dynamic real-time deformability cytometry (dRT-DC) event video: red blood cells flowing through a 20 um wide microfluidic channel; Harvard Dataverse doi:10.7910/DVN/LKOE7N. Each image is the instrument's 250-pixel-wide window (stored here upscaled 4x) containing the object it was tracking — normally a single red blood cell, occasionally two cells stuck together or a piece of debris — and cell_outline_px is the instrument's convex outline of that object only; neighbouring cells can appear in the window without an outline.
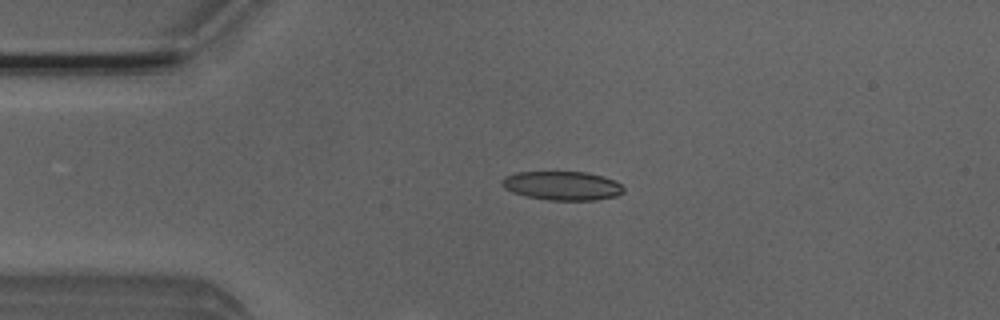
{"species": "Egyptian fruit bat (a non-hibernating species)", "species_latin": "Rousettus aegyptiacus", "temperature_condition": "room temperature", "stored_images_in_passage": 37, "camera_frame_rate_fps": 3000, "um_per_image_px": 0.085, "animal": {"sex": "male"}, "frame": {"image": 1, "passage_image": 4, "time_ms": 1.0, "image_size_px": [1000, 320], "cell_outline_px": [[624, 192], [616, 196], [596, 200], [548, 200], [524, 196], [512, 192], [504, 188], [500, 184], [500, 180], [504, 176], [516, 172], [588, 172], [604, 176], [616, 180], [624, 188]], "centroid_in_image_um": [47.77, 15.78], "position_along_channel_um": 37.2, "area_um2": 20.81}}
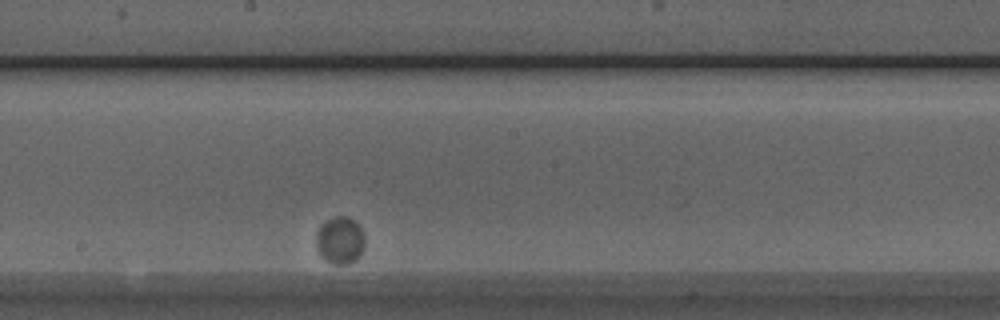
{"frame": {"image": 2, "passage_image": 24, "time_ms": 7.667, "image_size_px": [1000, 320], "cell_outline_px": [[364, 248], [360, 256], [356, 260], [348, 264], [332, 264], [320, 252], [316, 244], [316, 236], [320, 228], [328, 220], [336, 216], [344, 216], [352, 220], [364, 232]], "centroid_in_image_um": [28.95, 20.45], "position_along_channel_um": 219.3, "area_um2": 13.01}}
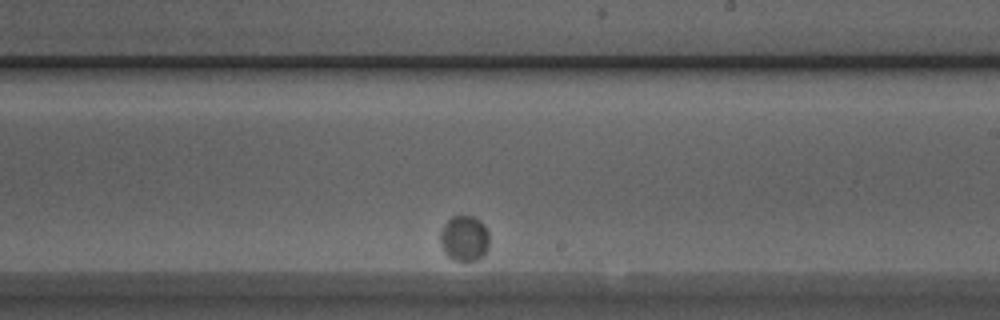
{"frame": {"image": 3, "passage_image": 27, "time_ms": 8.667, "image_size_px": [1000, 320], "cell_outline_px": [[488, 248], [476, 260], [452, 260], [444, 252], [440, 244], [440, 232], [444, 224], [452, 216], [472, 216], [480, 220], [484, 224], [488, 232]], "centroid_in_image_um": [39.44, 20.24], "position_along_channel_um": 249.6, "area_um2": 12.95}}